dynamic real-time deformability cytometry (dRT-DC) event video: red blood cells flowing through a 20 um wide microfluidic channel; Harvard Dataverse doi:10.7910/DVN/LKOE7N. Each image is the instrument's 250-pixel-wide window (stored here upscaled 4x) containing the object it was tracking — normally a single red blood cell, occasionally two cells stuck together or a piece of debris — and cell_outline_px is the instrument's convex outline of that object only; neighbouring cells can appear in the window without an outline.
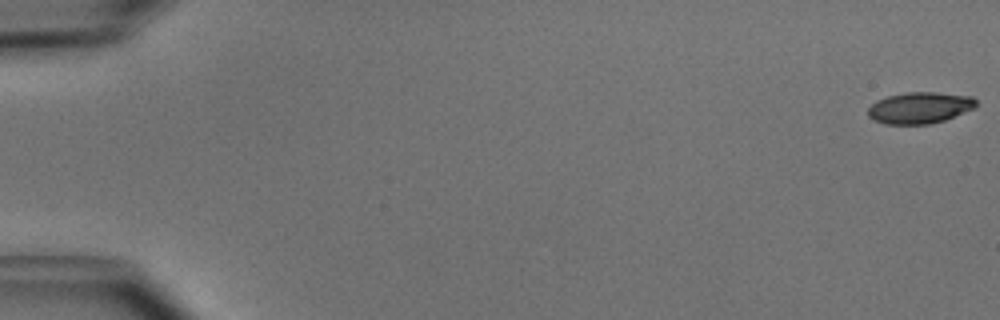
{"species": "common noctule bat (a hibernating species)", "species_latin": "Nyctalus noctula", "temperature_condition": "cold", "stored_images_in_passage": 11, "camera_frame_rate_fps": 3000, "um_per_image_px": 0.085, "animal": {"sex": "male", "body_mass_g": 15.6}, "frame": {"image": 1, "passage_image": 1, "time_ms": 0.0, "image_size_px": [1000, 320], "cell_outline_px": [[976, 108], [944, 120], [928, 124], [884, 124], [872, 120], [868, 116], [868, 108], [876, 100], [888, 96], [908, 92], [936, 92], [972, 96], [976, 100]], "centroid_in_image_um": [78.17, 9.16], "position_along_channel_um": 6.8, "area_um2": 19.88}}